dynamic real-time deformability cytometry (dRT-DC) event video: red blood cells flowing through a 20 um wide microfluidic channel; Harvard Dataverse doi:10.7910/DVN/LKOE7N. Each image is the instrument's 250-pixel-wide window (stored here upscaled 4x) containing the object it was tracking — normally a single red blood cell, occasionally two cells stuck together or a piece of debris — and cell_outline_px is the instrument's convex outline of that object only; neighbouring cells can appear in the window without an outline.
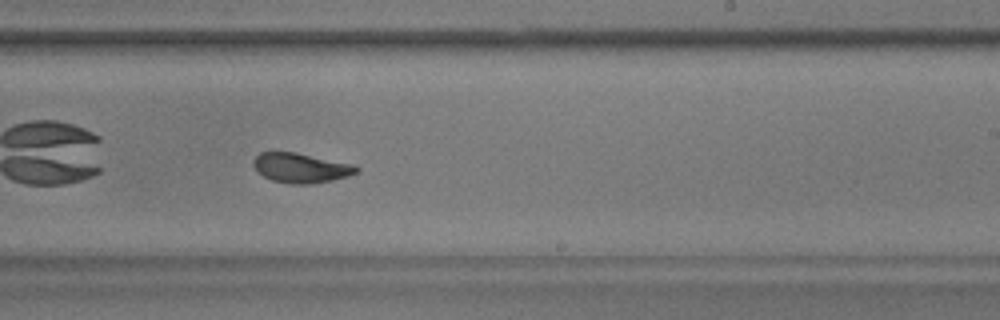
{"species": "common noctule bat (a hibernating species)", "species_latin": "Nyctalus noctula", "temperature_condition": "warm", "stored_images_in_passage": 34, "camera_frame_rate_fps": 3000, "um_per_image_px": 0.085, "animal": {"sex": "male", "body_mass_g": 17.9}, "frame": {"image": 1, "passage_image": 19, "time_ms": 6.0, "image_size_px": [1000, 320], "cell_outline_px": [[360, 172], [348, 176], [332, 180], [312, 184], [292, 184], [272, 180], [256, 172], [252, 164], [252, 160], [260, 152], [296, 152], [352, 164], [360, 168]], "centroid_in_image_um": [25.56, 14.27], "position_along_channel_um": 263.4, "area_um2": 17.98}}